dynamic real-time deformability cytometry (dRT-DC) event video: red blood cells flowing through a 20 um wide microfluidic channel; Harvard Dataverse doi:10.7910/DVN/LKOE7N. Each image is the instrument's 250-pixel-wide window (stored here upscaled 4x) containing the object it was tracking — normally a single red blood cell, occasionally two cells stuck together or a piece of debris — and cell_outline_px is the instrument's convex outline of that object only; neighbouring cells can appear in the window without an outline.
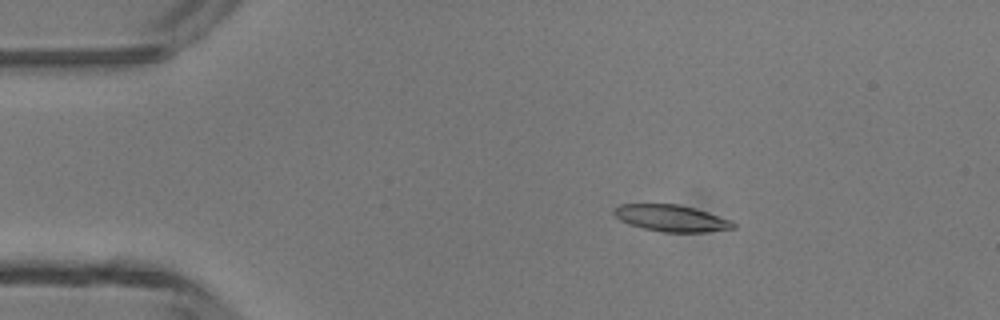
{"species": "common noctule bat (a hibernating species)", "species_latin": "Nyctalus noctula", "temperature_condition": "room temperature", "stored_images_in_passage": 6, "camera_frame_rate_fps": 3000, "um_per_image_px": 0.085, "animal": {"sex": "male", "body_mass_g": 13.3}, "frame": {"image": 1, "passage_image": 3, "time_ms": 2.333, "image_size_px": [1000, 320], "cell_outline_px": [[736, 228], [704, 232], [664, 232], [644, 228], [628, 224], [620, 220], [612, 212], [612, 208], [620, 204], [680, 204], [696, 208], [732, 220], [736, 224]], "centroid_in_image_um": [57.07, 18.54], "position_along_channel_um": 27.9, "area_um2": 18.67}}
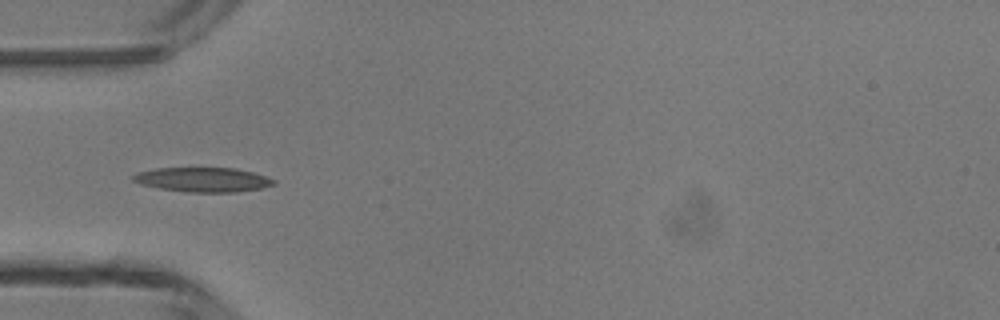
{"frame": {"image": 2, "passage_image": 5, "time_ms": 4.667, "image_size_px": [1000, 320], "cell_outline_px": [[276, 184], [260, 188], [236, 192], [188, 192], [160, 188], [140, 184], [132, 180], [132, 176], [136, 172], [156, 168], [236, 168], [252, 172], [276, 180]], "centroid_in_image_um": [17.23, 15.27], "position_along_channel_um": 67.8, "area_um2": 20.0}}
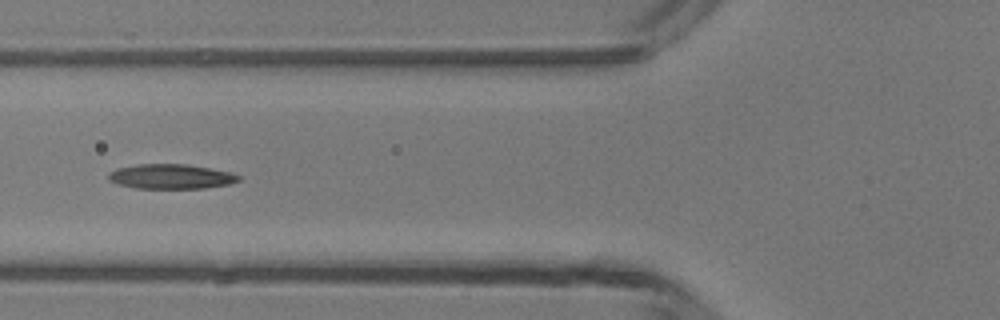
{"frame": {"image": 3, "passage_image": 6, "time_ms": 5.667, "image_size_px": [1000, 320], "cell_outline_px": [[240, 180], [228, 184], [204, 188], [136, 188], [116, 184], [108, 180], [108, 172], [116, 168], [136, 164], [188, 164], [228, 172], [240, 176]], "centroid_in_image_um": [14.45, 15.0], "position_along_channel_um": 111.3, "area_um2": 18.73}}